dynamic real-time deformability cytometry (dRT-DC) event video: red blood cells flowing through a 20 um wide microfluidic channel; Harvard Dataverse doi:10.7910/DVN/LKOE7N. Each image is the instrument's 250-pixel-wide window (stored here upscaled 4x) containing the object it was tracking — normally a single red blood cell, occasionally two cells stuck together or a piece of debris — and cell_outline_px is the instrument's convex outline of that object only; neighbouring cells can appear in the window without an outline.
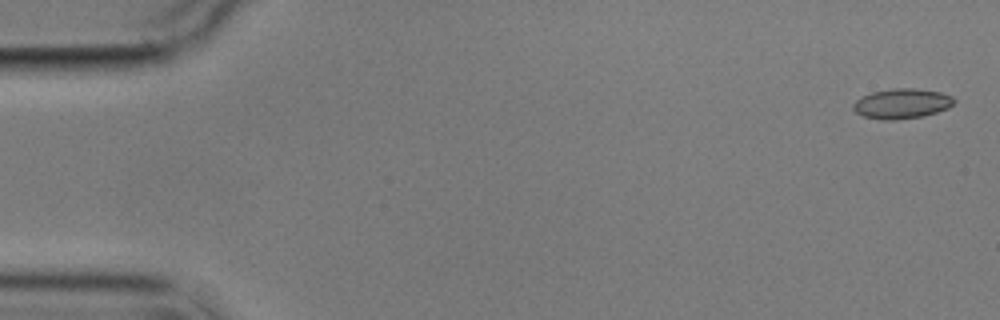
{"species": "common noctule bat (a hibernating species)", "species_latin": "Nyctalus noctula", "temperature_condition": "cold", "stored_images_in_passage": 5, "camera_frame_rate_fps": 3000, "um_per_image_px": 0.085, "animal": {"sex": "male", "body_mass_g": 17.9}, "frame": {"image": 1, "passage_image": 1, "time_ms": 0.0, "image_size_px": [1000, 320], "cell_outline_px": [[956, 100], [948, 108], [924, 116], [896, 120], [880, 120], [864, 116], [856, 112], [852, 108], [852, 104], [860, 96], [872, 92], [892, 88], [916, 88], [940, 92], [952, 96]], "centroid_in_image_um": [76.63, 8.8], "position_along_channel_um": 8.4, "area_um2": 17.8}}